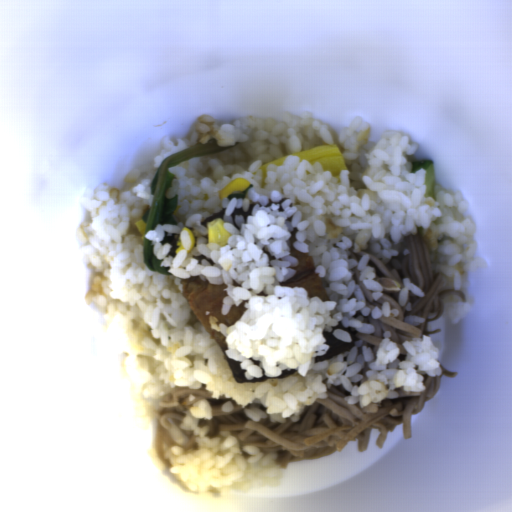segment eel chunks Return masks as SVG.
I'll list each match as a JSON object with an SVG mask.
<instances>
[{
  "label": "eel chunks",
  "instance_id": "obj_1",
  "mask_svg": "<svg viewBox=\"0 0 512 512\" xmlns=\"http://www.w3.org/2000/svg\"><path fill=\"white\" fill-rule=\"evenodd\" d=\"M180 283L182 284L181 294L189 303L195 318L203 324L209 334V338L219 346L223 353L222 360L226 361L236 383L246 384L268 381L269 379L288 378L297 371V369L286 370L285 368L281 372V376L267 377L263 370L262 377L247 379L245 376L246 369H242L240 366L241 361H232L226 355V350H228L229 346L225 336L222 332L211 328L209 316L212 315L218 319L216 325L225 324L230 327L248 310L244 307V303L248 302V300L242 301L239 306L234 304L227 315H222L223 297L228 295L227 291H224V288L228 287L227 284L215 285L208 279L203 281L200 276H190L189 279L181 278Z\"/></svg>",
  "mask_w": 512,
  "mask_h": 512
},
{
  "label": "eel chunks",
  "instance_id": "obj_2",
  "mask_svg": "<svg viewBox=\"0 0 512 512\" xmlns=\"http://www.w3.org/2000/svg\"><path fill=\"white\" fill-rule=\"evenodd\" d=\"M298 231L299 229L297 227L294 228L290 240L286 241L290 248V255L296 257L299 261V265L292 268L297 273L288 281L279 282V285L284 287L306 288L309 299L312 296H318L324 302L331 300L324 283L318 277V273H315L316 267L313 263V257L298 251L293 245L294 241L297 240L296 233Z\"/></svg>",
  "mask_w": 512,
  "mask_h": 512
},
{
  "label": "eel chunks",
  "instance_id": "obj_3",
  "mask_svg": "<svg viewBox=\"0 0 512 512\" xmlns=\"http://www.w3.org/2000/svg\"><path fill=\"white\" fill-rule=\"evenodd\" d=\"M336 328H343L345 330H348L350 331L351 333V338H352V343H344V342H341L339 341L338 339L334 338L332 336L333 334V331L336 329ZM323 333V336L326 340V343L325 344H329L330 347L329 349L327 350L326 354L323 355V356H314V363H319V362H322V361H326L338 354H342L348 350H350L351 348H353L355 346V342L357 340H359V338L357 337V330L354 329L353 327H343L341 321L338 323V326L337 327H332V331L329 332L328 330H324L322 331Z\"/></svg>",
  "mask_w": 512,
  "mask_h": 512
}]
</instances>
